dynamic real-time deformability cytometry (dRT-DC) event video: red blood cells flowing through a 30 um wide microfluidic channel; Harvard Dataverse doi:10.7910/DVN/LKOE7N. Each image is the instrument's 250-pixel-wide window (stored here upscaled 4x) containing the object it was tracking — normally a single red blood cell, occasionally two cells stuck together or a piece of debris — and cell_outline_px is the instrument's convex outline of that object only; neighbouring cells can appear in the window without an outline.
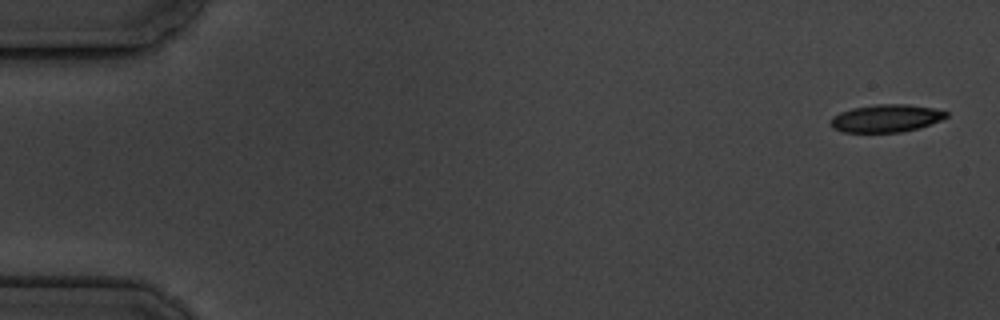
{"species": "common noctule bat (a hibernating species)", "species_latin": "Nyctalus noctula", "temperature_condition": "cold", "stored_images_in_passage": 4, "camera_frame_rate_fps": 3000, "um_per_image_px": 0.085, "animal": {"sex": "male", "body_mass_g": 19.5, "forearm_length_mm": 54.6}, "frame": {"image": 1, "passage_image": 1, "time_ms": 0.0, "image_size_px": [1000, 320], "cell_outline_px": [[948, 116], [940, 120], [920, 128], [900, 132], [844, 132], [832, 128], [832, 116], [840, 112], [852, 108], [876, 104], [908, 104], [932, 108], [948, 112]], "centroid_in_image_um": [75.32, 10.05], "position_along_channel_um": 9.7, "area_um2": 18.55}}
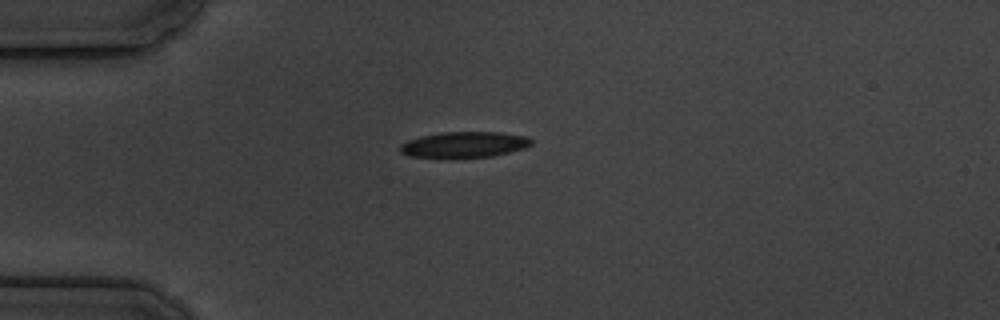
{"frame": {"image": 2, "passage_image": 4, "time_ms": 4.333, "image_size_px": [1000, 320], "cell_outline_px": [[532, 144], [524, 148], [492, 156], [448, 160], [408, 156], [400, 152], [400, 144], [408, 140], [420, 136], [440, 132], [500, 132], [528, 136], [532, 140]], "centroid_in_image_um": [39.4, 12.32], "position_along_channel_um": 45.6, "area_um2": 20.52}}